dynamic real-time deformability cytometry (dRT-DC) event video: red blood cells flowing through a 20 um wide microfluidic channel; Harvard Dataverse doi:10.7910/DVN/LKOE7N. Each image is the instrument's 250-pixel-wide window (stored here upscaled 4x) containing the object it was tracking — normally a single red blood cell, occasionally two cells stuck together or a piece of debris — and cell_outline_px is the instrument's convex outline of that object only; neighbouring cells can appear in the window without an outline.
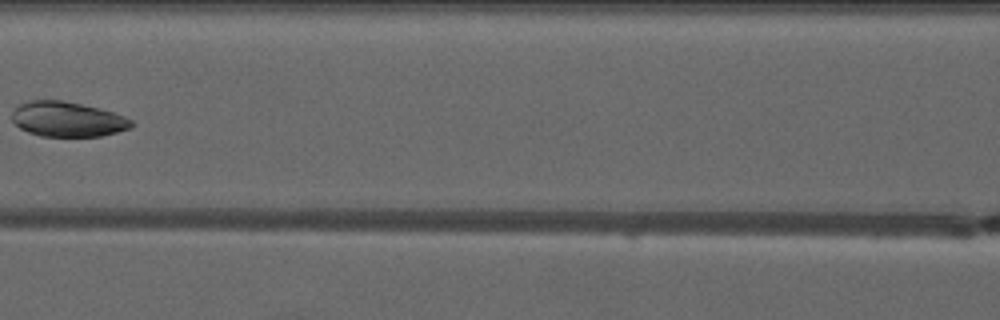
{"species": "common noctule bat (a hibernating species)", "species_latin": "Nyctalus noctula", "temperature_condition": "warm", "stored_images_in_passage": 4, "camera_frame_rate_fps": 3000, "um_per_image_px": 0.085, "animal": {"sex": "male", "forearm_length_mm": 52.5}, "frame": {"image": 1, "passage_image": 4, "time_ms": 3.667, "image_size_px": [1000, 320], "cell_outline_px": [[136, 124], [132, 128], [100, 136], [40, 136], [28, 132], [20, 128], [12, 120], [12, 112], [20, 104], [32, 100], [60, 100], [80, 104], [112, 112], [124, 116], [132, 120]], "centroid_in_image_um": [5.75, 10.14], "position_along_channel_um": 160.9, "area_um2": 24.16}}